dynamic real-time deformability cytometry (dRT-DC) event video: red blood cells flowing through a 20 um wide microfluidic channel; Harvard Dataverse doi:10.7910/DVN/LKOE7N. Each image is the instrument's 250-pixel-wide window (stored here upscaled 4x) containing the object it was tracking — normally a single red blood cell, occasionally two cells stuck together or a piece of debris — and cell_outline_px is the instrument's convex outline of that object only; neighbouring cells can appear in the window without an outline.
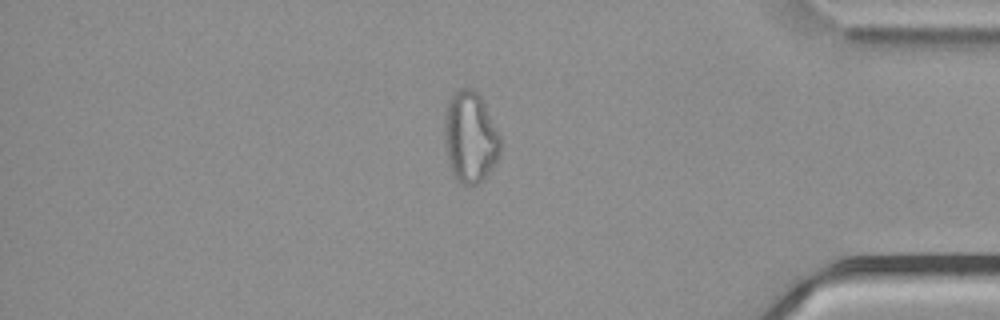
{"species": "common noctule bat (a hibernating species)", "species_latin": "Nyctalus noctula", "temperature_condition": "cold", "stored_images_in_passage": 54, "camera_frame_rate_fps": 3000, "um_per_image_px": 0.085, "animal": {"sex": "male", "body_mass_g": 21.5, "forearm_length_mm": 52.0}, "frame": {"image": 1, "passage_image": 46, "time_ms": 15.0, "image_size_px": [1000, 320], "cell_outline_px": [[500, 152], [496, 164], [476, 184], [460, 184], [452, 176], [448, 164], [444, 144], [444, 116], [448, 100], [460, 88], [472, 88], [480, 96], [500, 136]], "centroid_in_image_um": [39.93, 11.68], "position_along_channel_um": 395.3, "area_um2": 29.77}}